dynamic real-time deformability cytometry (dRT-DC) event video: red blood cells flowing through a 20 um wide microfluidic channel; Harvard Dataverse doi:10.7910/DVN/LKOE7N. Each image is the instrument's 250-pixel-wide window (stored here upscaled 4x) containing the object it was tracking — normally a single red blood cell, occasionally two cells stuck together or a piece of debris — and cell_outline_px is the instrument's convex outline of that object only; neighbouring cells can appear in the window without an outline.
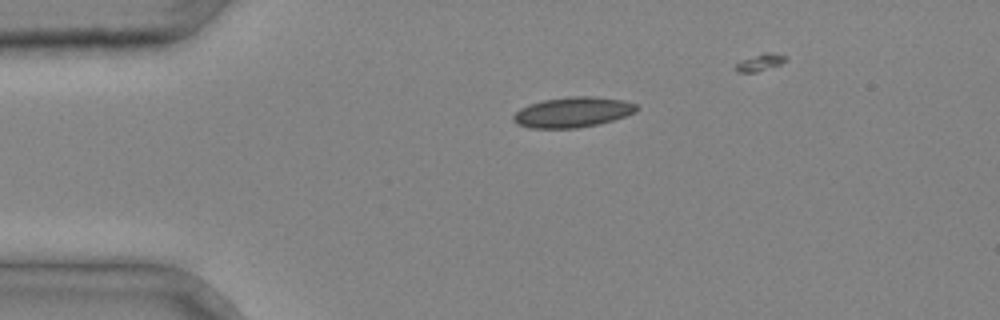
{"species": "common noctule bat (a hibernating species)", "species_latin": "Nyctalus noctula", "temperature_condition": "cold", "stored_images_in_passage": 4, "camera_frame_rate_fps": 3000, "um_per_image_px": 0.085, "animal": {"sex": "male", "body_mass_g": 20.4}, "frame": {"image": 1, "passage_image": 1, "time_ms": 0.0, "image_size_px": [1000, 320], "cell_outline_px": [[640, 108], [636, 112], [612, 120], [596, 124], [576, 128], [528, 128], [516, 124], [512, 120], [512, 116], [520, 108], [528, 104], [544, 100], [568, 96], [592, 96], [624, 100], [636, 104]], "centroid_in_image_um": [48.65, 9.53], "position_along_channel_um": 36.3, "area_um2": 21.85}}